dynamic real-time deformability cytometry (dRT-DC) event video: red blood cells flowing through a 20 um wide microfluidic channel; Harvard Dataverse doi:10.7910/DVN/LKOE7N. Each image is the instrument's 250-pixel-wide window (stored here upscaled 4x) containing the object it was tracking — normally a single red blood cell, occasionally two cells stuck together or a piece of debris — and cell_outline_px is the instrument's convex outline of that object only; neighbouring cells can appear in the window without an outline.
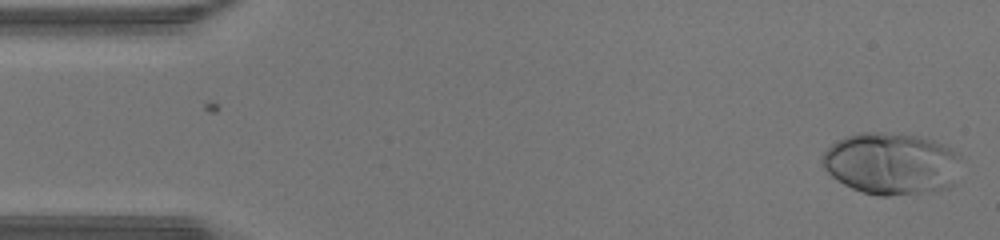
{"species": "human", "species_latin": "Homo sapiens", "temperature_condition": "warm", "stored_images_in_passage": 46, "camera_frame_rate_fps": 3000, "um_per_image_px": 0.085, "donor": {"sex": "male"}, "frame": {"image": 1, "passage_image": 1, "time_ms": 0.0, "image_size_px": [1000, 240], "cell_outline_px": [[960, 156], [952, 184], [948, 188], [920, 192], [888, 196], [880, 196], [864, 192], [852, 188], [844, 184], [832, 176], [820, 164], [820, 156], [836, 140], [844, 136], [860, 132], [884, 132], [920, 136], [944, 144], [960, 152]], "centroid_in_image_um": [75.72, 13.88], "position_along_channel_um": 9.3, "area_um2": 50.11}}
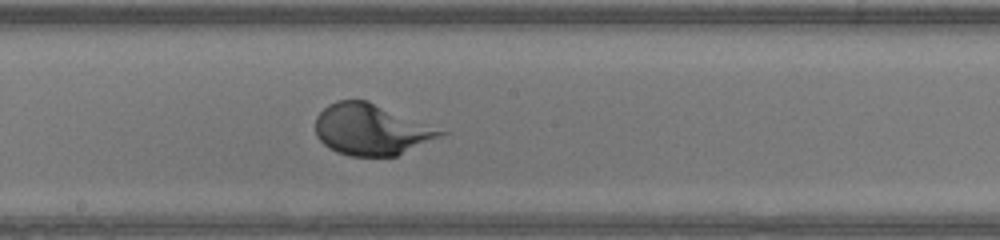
{"frame": {"image": 2, "passage_image": 24, "time_ms": 7.667, "image_size_px": [1000, 240], "cell_outline_px": [[448, 132], [396, 156], [348, 156], [336, 152], [328, 148], [316, 136], [316, 116], [328, 104], [336, 100], [368, 100]], "centroid_in_image_um": [31.49, 11.01], "position_along_channel_um": 216.7, "area_um2": 36.93}}
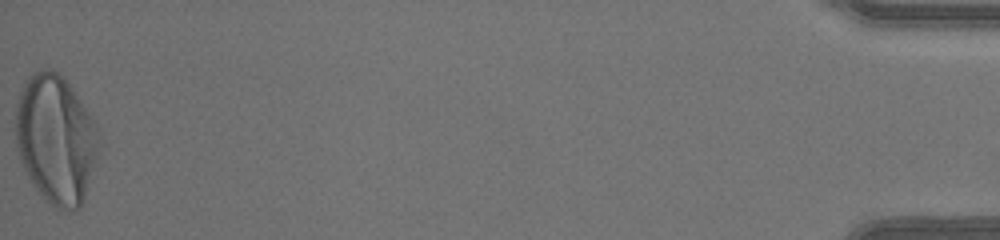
{"frame": {"image": 3, "passage_image": 46, "time_ms": 15.0, "image_size_px": [1000, 240], "cell_outline_px": [[100, 144], [96, 160], [80, 208], [72, 212], [56, 208], [32, 184], [20, 160], [16, 148], [16, 104], [20, 92], [28, 76], [32, 72], [44, 68], [48, 68], [56, 72], [72, 88], [96, 124]], "centroid_in_image_um": [4.73, 11.83], "position_along_channel_um": 430.5, "area_um2": 62.02}}